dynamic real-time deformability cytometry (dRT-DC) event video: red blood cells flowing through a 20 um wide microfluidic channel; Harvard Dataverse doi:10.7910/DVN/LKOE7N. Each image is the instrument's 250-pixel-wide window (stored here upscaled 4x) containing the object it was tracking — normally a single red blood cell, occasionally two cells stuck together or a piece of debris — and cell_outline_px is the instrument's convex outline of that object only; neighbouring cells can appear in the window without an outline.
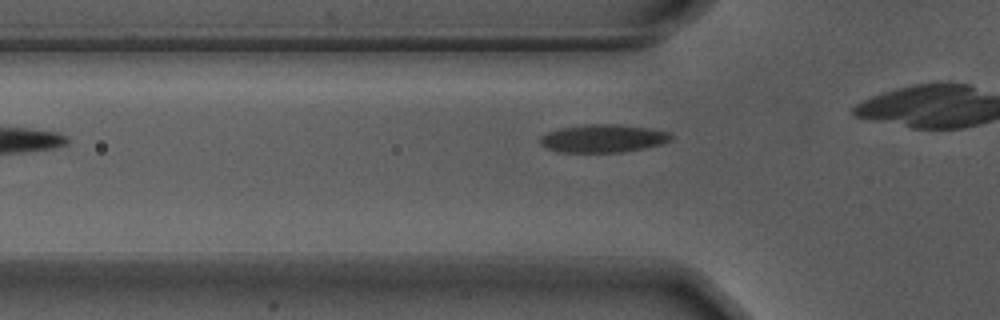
{"species": "Egyptian fruit bat (a non-hibernating species)", "species_latin": "Rousettus aegyptiacus", "temperature_condition": "warm", "stored_images_in_passage": 10, "camera_frame_rate_fps": 3000, "um_per_image_px": 0.085, "animal": {"sex": "male"}, "frame": {"image": 1, "passage_image": 4, "time_ms": 1.0, "image_size_px": [1000, 320], "cell_outline_px": [[672, 140], [660, 144], [620, 152], [560, 152], [548, 148], [540, 144], [540, 136], [548, 132], [560, 128], [588, 124], [616, 124], [648, 128], [668, 132], [672, 136]], "centroid_in_image_um": [51.23, 11.76], "position_along_channel_um": 74.6, "area_um2": 21.04}}
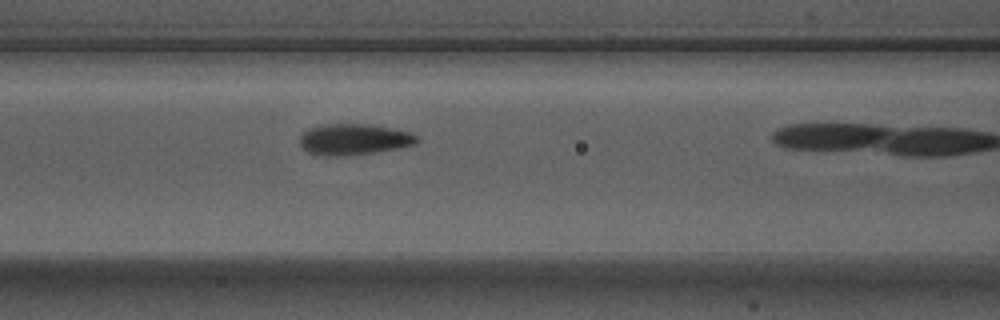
{"frame": {"image": 2, "passage_image": 9, "time_ms": 2.667, "image_size_px": [1000, 320], "cell_outline_px": [[420, 140], [416, 144], [372, 152], [340, 156], [324, 156], [308, 152], [300, 144], [300, 136], [308, 128], [320, 124], [372, 124], [408, 132], [416, 136]], "centroid_in_image_um": [30.03, 11.83], "position_along_channel_um": 136.6, "area_um2": 20.98}}